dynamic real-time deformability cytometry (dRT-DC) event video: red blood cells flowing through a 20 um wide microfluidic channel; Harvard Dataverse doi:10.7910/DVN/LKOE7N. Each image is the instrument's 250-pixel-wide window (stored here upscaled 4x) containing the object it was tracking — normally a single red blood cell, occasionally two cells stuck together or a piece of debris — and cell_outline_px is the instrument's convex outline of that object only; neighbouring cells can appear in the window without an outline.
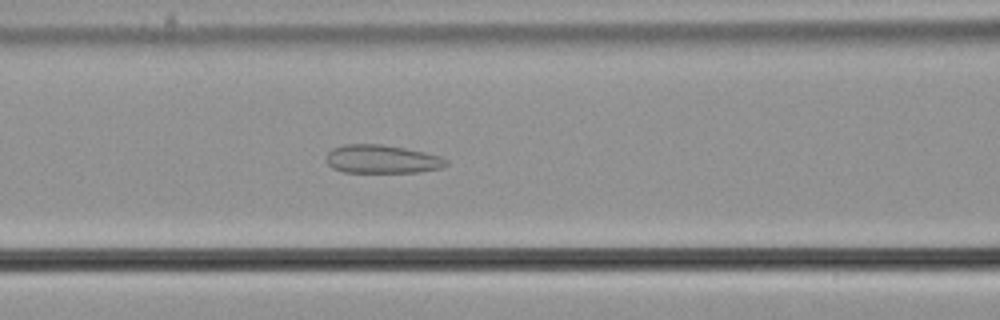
{"species": "common noctule bat (a hibernating species)", "species_latin": "Nyctalus noctula", "temperature_condition": "cold", "stored_images_in_passage": 56, "camera_frame_rate_fps": 3000, "um_per_image_px": 0.085, "animal": {"sex": "male", "body_mass_g": 21.5, "forearm_length_mm": 52.0}, "frame": {"image": 1, "passage_image": 24, "time_ms": 7.667, "image_size_px": [1000, 320], "cell_outline_px": [[448, 164], [440, 168], [420, 172], [344, 172], [332, 168], [328, 164], [328, 152], [332, 148], [344, 144], [380, 144], [404, 148], [424, 152], [440, 156], [448, 160]], "centroid_in_image_um": [32.47, 13.53], "position_along_channel_um": 134.1, "area_um2": 19.77}}
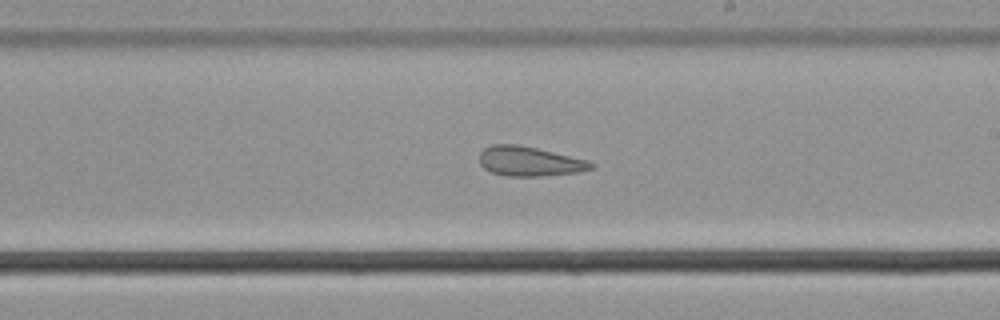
{"frame": {"image": 2, "passage_image": 33, "time_ms": 10.667, "image_size_px": [1000, 320], "cell_outline_px": [[596, 168], [580, 172], [540, 176], [504, 176], [492, 172], [484, 168], [480, 164], [480, 152], [484, 148], [492, 144], [516, 144], [536, 148], [588, 160], [596, 164]], "centroid_in_image_um": [45.03, 13.72], "position_along_channel_um": 244.0, "area_um2": 19.36}}
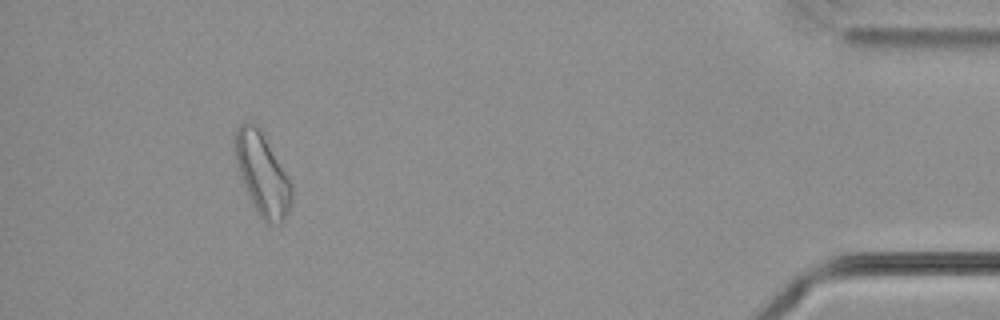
{"frame": {"image": 3, "passage_image": 52, "time_ms": 17.0, "image_size_px": [1000, 320], "cell_outline_px": [[292, 200], [288, 212], [284, 220], [280, 224], [268, 224], [260, 216], [252, 204], [248, 196], [240, 176], [232, 144], [232, 140], [236, 128], [244, 120], [252, 120], [256, 124], [292, 184]], "centroid_in_image_um": [22.25, 14.77], "position_along_channel_um": 412.9, "area_um2": 27.11}, "authors_computed_cell_mechanics": {"area_um2": 24.276, "velocity_mm_per_s": 3.668, "shape_relaxation_time_tau1_ms": null, "shape_relaxation_time_tau2_ms": 1.4686, "deformation_change_tau1": null, "deformation_change_tau2": 0.1051}}